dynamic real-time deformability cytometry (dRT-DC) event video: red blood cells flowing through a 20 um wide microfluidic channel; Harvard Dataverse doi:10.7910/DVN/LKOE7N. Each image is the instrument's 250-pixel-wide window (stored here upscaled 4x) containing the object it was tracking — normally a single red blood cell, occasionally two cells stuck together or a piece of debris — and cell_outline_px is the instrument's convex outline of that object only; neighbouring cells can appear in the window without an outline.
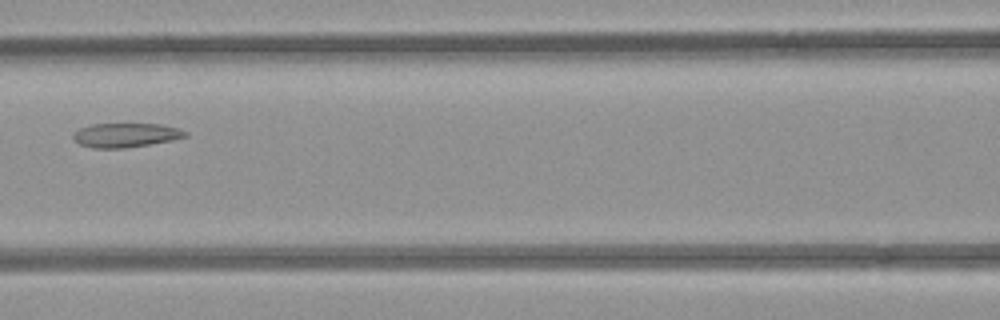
{"species": "common noctule bat (a hibernating species)", "species_latin": "Nyctalus noctula", "temperature_condition": "room temperature", "stored_images_in_passage": 5, "camera_frame_rate_fps": 3000, "um_per_image_px": 0.085, "animal": {"sex": "female", "body_mass_g": 21.9}, "frame": {"image": 1, "passage_image": 5, "time_ms": 5.333, "image_size_px": [1000, 320], "cell_outline_px": [[188, 136], [172, 140], [124, 148], [92, 148], [80, 144], [72, 136], [80, 128], [92, 124], [160, 124], [180, 128], [188, 132]], "centroid_in_image_um": [10.73, 11.48], "position_along_channel_um": 155.9, "area_um2": 15.66}}